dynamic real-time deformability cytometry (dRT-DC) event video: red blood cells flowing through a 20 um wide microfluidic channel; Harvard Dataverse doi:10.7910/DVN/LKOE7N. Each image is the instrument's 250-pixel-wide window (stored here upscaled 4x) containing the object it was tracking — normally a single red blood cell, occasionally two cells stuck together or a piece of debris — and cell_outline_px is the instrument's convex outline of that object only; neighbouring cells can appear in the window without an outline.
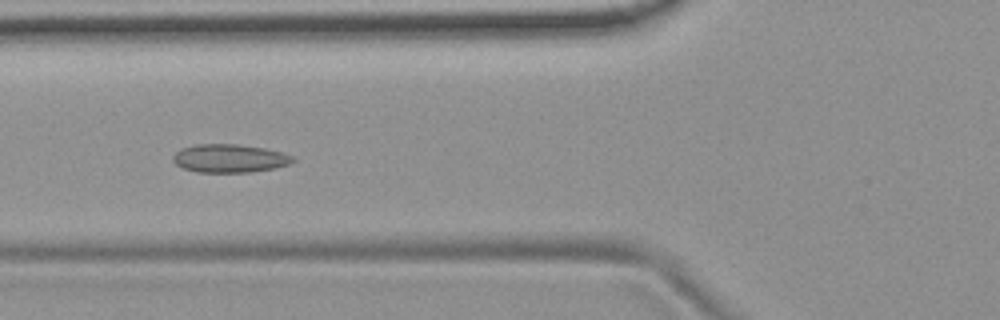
{"species": "common noctule bat (a hibernating species)", "species_latin": "Nyctalus noctula", "temperature_condition": "room temperature", "stored_images_in_passage": 46, "camera_frame_rate_fps": 3000, "um_per_image_px": 0.085, "animal": {"sex": "female", "body_mass_g": 19.9}, "frame": {"image": 1, "passage_image": 12, "time_ms": 3.667, "image_size_px": [1000, 320], "cell_outline_px": [[296, 160], [288, 164], [276, 168], [252, 172], [196, 172], [184, 168], [176, 164], [172, 160], [172, 156], [180, 148], [196, 144], [240, 144], [264, 148], [284, 152], [292, 156]], "centroid_in_image_um": [19.52, 13.45], "position_along_channel_um": 106.3, "area_um2": 19.94}}
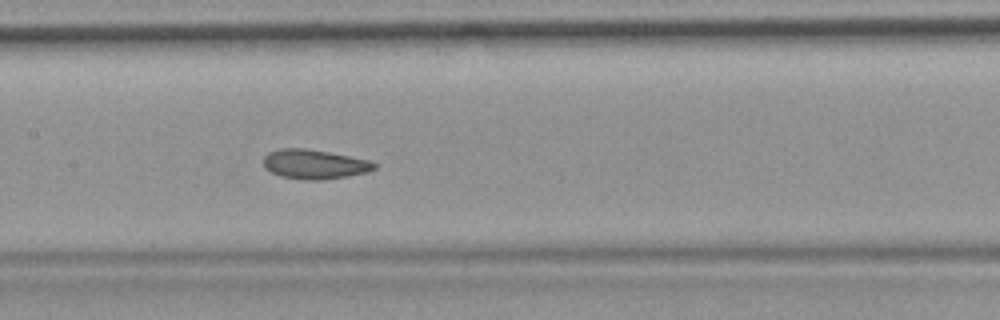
{"frame": {"image": 2, "passage_image": 18, "time_ms": 5.667, "image_size_px": [1000, 320], "cell_outline_px": [[376, 168], [368, 172], [348, 176], [320, 180], [304, 180], [280, 176], [264, 168], [264, 156], [268, 152], [280, 148], [304, 148], [328, 152], [368, 160], [376, 164]], "centroid_in_image_um": [26.7, 13.96], "position_along_channel_um": 180.7, "area_um2": 18.96}}
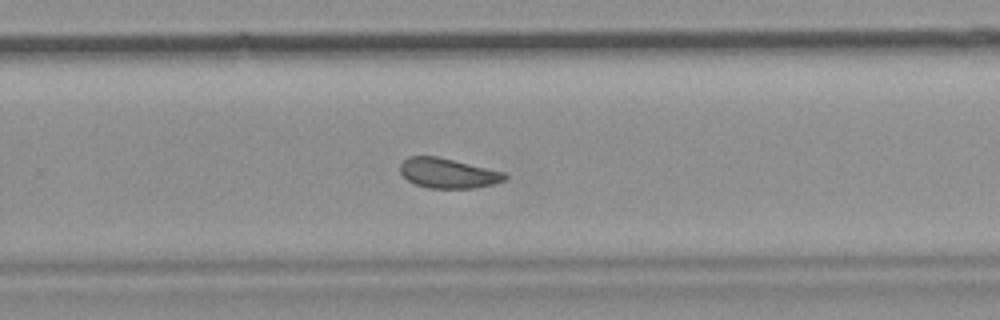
{"frame": {"image": 3, "passage_image": 27, "time_ms": 8.667, "image_size_px": [1000, 320], "cell_outline_px": [[508, 176], [504, 180], [492, 184], [476, 188], [428, 188], [416, 184], [408, 180], [400, 172], [400, 164], [408, 156], [436, 156], [504, 172]], "centroid_in_image_um": [38.06, 14.72], "position_along_channel_um": 291.7, "area_um2": 18.03}, "authors_computed_cell_mechanics": {"area_um2": 19.2474, "velocity_mm_per_s": 3.7134, "shape_relaxation_time_tau1_ms": 7.9617, "shape_relaxation_time_tau2_ms": 1.8951, "deformation_change_tau1": 0.1, "deformation_change_tau2": 0.0693}}